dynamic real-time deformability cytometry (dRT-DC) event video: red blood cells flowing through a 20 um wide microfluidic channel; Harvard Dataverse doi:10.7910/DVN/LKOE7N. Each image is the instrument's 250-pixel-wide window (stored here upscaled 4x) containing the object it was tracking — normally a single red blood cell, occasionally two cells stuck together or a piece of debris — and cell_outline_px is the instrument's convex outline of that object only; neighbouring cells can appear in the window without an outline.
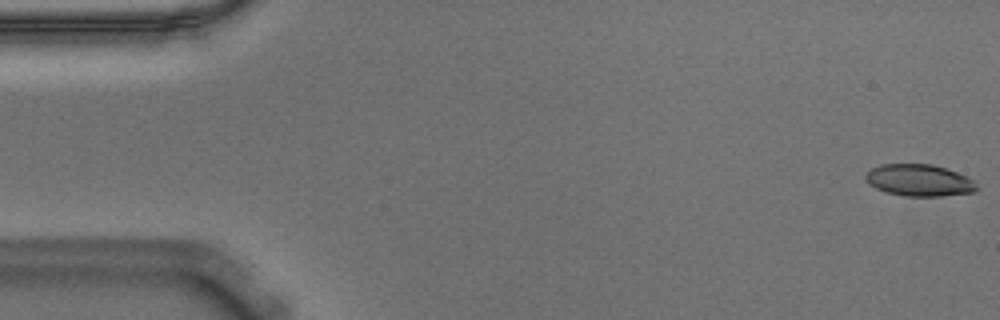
{"species": "Egyptian fruit bat (a non-hibernating species)", "species_latin": "Rousettus aegyptiacus", "temperature_condition": "warm", "stored_images_in_passage": 55, "camera_frame_rate_fps": 3000, "um_per_image_px": 0.085, "animal": {"sex": "male"}, "frame": {"image": 1, "passage_image": 1, "time_ms": 0.0, "image_size_px": [1000, 320], "cell_outline_px": [[980, 188], [972, 192], [940, 196], [904, 196], [888, 192], [876, 188], [868, 184], [864, 176], [872, 168], [880, 164], [932, 164], [956, 172], [976, 180]], "centroid_in_image_um": [78.15, 15.32], "position_along_channel_um": 6.8, "area_um2": 20.63}}
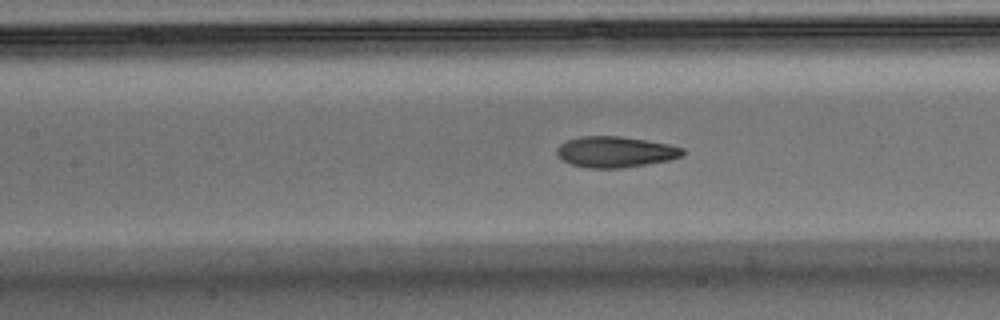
{"frame": {"image": 2, "passage_image": 24, "time_ms": 7.667, "image_size_px": [1000, 320], "cell_outline_px": [[684, 156], [672, 160], [620, 168], [588, 168], [572, 164], [560, 160], [556, 156], [556, 148], [560, 144], [568, 140], [580, 136], [620, 136], [668, 144], [684, 148]], "centroid_in_image_um": [52.29, 12.91], "position_along_channel_um": 155.1, "area_um2": 22.83}}
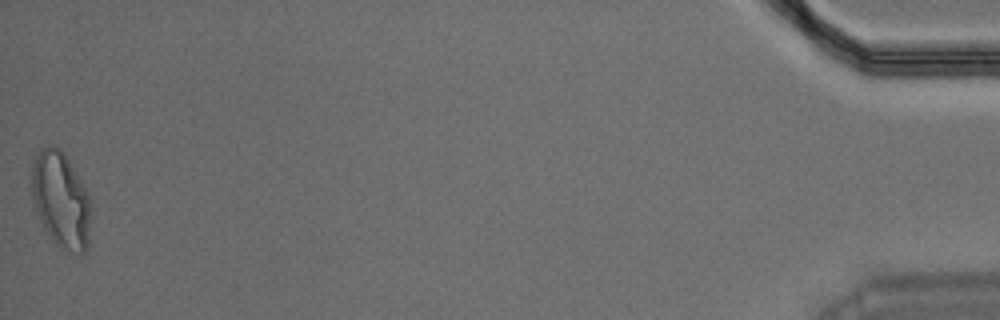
{"frame": {"image": 3, "passage_image": 55, "time_ms": 18.0, "image_size_px": [1000, 320], "cell_outline_px": [[92, 208], [88, 248], [80, 256], [60, 248], [52, 240], [44, 228], [40, 220], [32, 200], [32, 160], [40, 148], [48, 144], [56, 144], [64, 152], [84, 184], [92, 200]], "centroid_in_image_um": [5.21, 16.98], "position_along_channel_um": 430.0, "area_um2": 34.22}, "authors_computed_cell_mechanics": {"area_um2": 22.7732, "velocity_mm_per_s": 3.6393, "shape_relaxation_time_tau1_ms": null, "shape_relaxation_time_tau2_ms": 1.6833, "deformation_change_tau1": null, "deformation_change_tau2": 0.0789}}